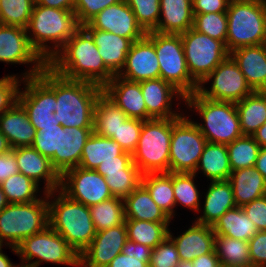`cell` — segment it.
<instances>
[{"label": "cell", "mask_w": 266, "mask_h": 267, "mask_svg": "<svg viewBox=\"0 0 266 267\" xmlns=\"http://www.w3.org/2000/svg\"><path fill=\"white\" fill-rule=\"evenodd\" d=\"M0 132L11 148L32 146L36 135L28 113L19 102L0 116Z\"/></svg>", "instance_id": "4316f807"}, {"label": "cell", "mask_w": 266, "mask_h": 267, "mask_svg": "<svg viewBox=\"0 0 266 267\" xmlns=\"http://www.w3.org/2000/svg\"><path fill=\"white\" fill-rule=\"evenodd\" d=\"M46 194L49 226L80 255L96 235L89 207L68 198L59 189Z\"/></svg>", "instance_id": "3957f363"}, {"label": "cell", "mask_w": 266, "mask_h": 267, "mask_svg": "<svg viewBox=\"0 0 266 267\" xmlns=\"http://www.w3.org/2000/svg\"><path fill=\"white\" fill-rule=\"evenodd\" d=\"M118 76L133 82L160 78L156 50L146 35L133 42L127 53L125 66Z\"/></svg>", "instance_id": "d6986e66"}, {"label": "cell", "mask_w": 266, "mask_h": 267, "mask_svg": "<svg viewBox=\"0 0 266 267\" xmlns=\"http://www.w3.org/2000/svg\"><path fill=\"white\" fill-rule=\"evenodd\" d=\"M93 37L106 68L119 75L126 63L127 53L133 42L125 37L98 29H86Z\"/></svg>", "instance_id": "484cf974"}, {"label": "cell", "mask_w": 266, "mask_h": 267, "mask_svg": "<svg viewBox=\"0 0 266 267\" xmlns=\"http://www.w3.org/2000/svg\"><path fill=\"white\" fill-rule=\"evenodd\" d=\"M142 175L132 162L124 173L105 174L103 177L113 197L124 200L141 184Z\"/></svg>", "instance_id": "f6af8a7d"}, {"label": "cell", "mask_w": 266, "mask_h": 267, "mask_svg": "<svg viewBox=\"0 0 266 267\" xmlns=\"http://www.w3.org/2000/svg\"><path fill=\"white\" fill-rule=\"evenodd\" d=\"M60 125L41 127L36 131L32 147L43 156L51 159L59 153Z\"/></svg>", "instance_id": "681fc988"}, {"label": "cell", "mask_w": 266, "mask_h": 267, "mask_svg": "<svg viewBox=\"0 0 266 267\" xmlns=\"http://www.w3.org/2000/svg\"><path fill=\"white\" fill-rule=\"evenodd\" d=\"M254 167L262 174L266 180V147H261Z\"/></svg>", "instance_id": "e7e4bbea"}, {"label": "cell", "mask_w": 266, "mask_h": 267, "mask_svg": "<svg viewBox=\"0 0 266 267\" xmlns=\"http://www.w3.org/2000/svg\"><path fill=\"white\" fill-rule=\"evenodd\" d=\"M0 267H20L19 264L11 262L6 254L2 251V245H0Z\"/></svg>", "instance_id": "003e7915"}, {"label": "cell", "mask_w": 266, "mask_h": 267, "mask_svg": "<svg viewBox=\"0 0 266 267\" xmlns=\"http://www.w3.org/2000/svg\"><path fill=\"white\" fill-rule=\"evenodd\" d=\"M127 240L125 223L96 232L90 245L79 255V267H107L121 253Z\"/></svg>", "instance_id": "e0dca14e"}, {"label": "cell", "mask_w": 266, "mask_h": 267, "mask_svg": "<svg viewBox=\"0 0 266 267\" xmlns=\"http://www.w3.org/2000/svg\"><path fill=\"white\" fill-rule=\"evenodd\" d=\"M107 267H149V261L145 257L127 256L120 253Z\"/></svg>", "instance_id": "91938a15"}, {"label": "cell", "mask_w": 266, "mask_h": 267, "mask_svg": "<svg viewBox=\"0 0 266 267\" xmlns=\"http://www.w3.org/2000/svg\"><path fill=\"white\" fill-rule=\"evenodd\" d=\"M228 181L239 207L266 195V180L254 166L232 171Z\"/></svg>", "instance_id": "f546056e"}, {"label": "cell", "mask_w": 266, "mask_h": 267, "mask_svg": "<svg viewBox=\"0 0 266 267\" xmlns=\"http://www.w3.org/2000/svg\"><path fill=\"white\" fill-rule=\"evenodd\" d=\"M141 92L147 108V120L153 118H178L182 113L172 109L173 99L185 102L184 95L161 78L140 82ZM177 96V97H176Z\"/></svg>", "instance_id": "44dd1931"}, {"label": "cell", "mask_w": 266, "mask_h": 267, "mask_svg": "<svg viewBox=\"0 0 266 267\" xmlns=\"http://www.w3.org/2000/svg\"><path fill=\"white\" fill-rule=\"evenodd\" d=\"M132 162V155L130 153L123 152L119 155V160L101 162V164L96 168V171L102 176L105 174L124 173V169H126Z\"/></svg>", "instance_id": "9f6ffc18"}, {"label": "cell", "mask_w": 266, "mask_h": 267, "mask_svg": "<svg viewBox=\"0 0 266 267\" xmlns=\"http://www.w3.org/2000/svg\"><path fill=\"white\" fill-rule=\"evenodd\" d=\"M253 91H266V51L262 44L230 52Z\"/></svg>", "instance_id": "d4e9b609"}, {"label": "cell", "mask_w": 266, "mask_h": 267, "mask_svg": "<svg viewBox=\"0 0 266 267\" xmlns=\"http://www.w3.org/2000/svg\"><path fill=\"white\" fill-rule=\"evenodd\" d=\"M176 267H193V265L191 261L180 260Z\"/></svg>", "instance_id": "2644e50d"}, {"label": "cell", "mask_w": 266, "mask_h": 267, "mask_svg": "<svg viewBox=\"0 0 266 267\" xmlns=\"http://www.w3.org/2000/svg\"><path fill=\"white\" fill-rule=\"evenodd\" d=\"M184 115L172 118L169 172L195 173L207 140L195 121Z\"/></svg>", "instance_id": "7c38bea8"}, {"label": "cell", "mask_w": 266, "mask_h": 267, "mask_svg": "<svg viewBox=\"0 0 266 267\" xmlns=\"http://www.w3.org/2000/svg\"><path fill=\"white\" fill-rule=\"evenodd\" d=\"M226 48L263 44L266 38V0L230 1L227 11Z\"/></svg>", "instance_id": "8992f818"}, {"label": "cell", "mask_w": 266, "mask_h": 267, "mask_svg": "<svg viewBox=\"0 0 266 267\" xmlns=\"http://www.w3.org/2000/svg\"><path fill=\"white\" fill-rule=\"evenodd\" d=\"M141 184L148 190L153 201L173 220L176 215L173 172L143 174Z\"/></svg>", "instance_id": "e575fe53"}, {"label": "cell", "mask_w": 266, "mask_h": 267, "mask_svg": "<svg viewBox=\"0 0 266 267\" xmlns=\"http://www.w3.org/2000/svg\"><path fill=\"white\" fill-rule=\"evenodd\" d=\"M128 239L154 249L169 233L170 222L125 219Z\"/></svg>", "instance_id": "f35d334b"}, {"label": "cell", "mask_w": 266, "mask_h": 267, "mask_svg": "<svg viewBox=\"0 0 266 267\" xmlns=\"http://www.w3.org/2000/svg\"><path fill=\"white\" fill-rule=\"evenodd\" d=\"M127 119L125 112L103 92L99 95L94 107L93 132L95 134L112 138Z\"/></svg>", "instance_id": "d590c367"}, {"label": "cell", "mask_w": 266, "mask_h": 267, "mask_svg": "<svg viewBox=\"0 0 266 267\" xmlns=\"http://www.w3.org/2000/svg\"><path fill=\"white\" fill-rule=\"evenodd\" d=\"M180 262L174 242L167 237L151 251L149 267H176Z\"/></svg>", "instance_id": "f907efd6"}, {"label": "cell", "mask_w": 266, "mask_h": 267, "mask_svg": "<svg viewBox=\"0 0 266 267\" xmlns=\"http://www.w3.org/2000/svg\"><path fill=\"white\" fill-rule=\"evenodd\" d=\"M121 1L123 0H76L74 13L78 23L83 26L106 7Z\"/></svg>", "instance_id": "f5cc1de1"}, {"label": "cell", "mask_w": 266, "mask_h": 267, "mask_svg": "<svg viewBox=\"0 0 266 267\" xmlns=\"http://www.w3.org/2000/svg\"><path fill=\"white\" fill-rule=\"evenodd\" d=\"M258 231H266V195L242 206Z\"/></svg>", "instance_id": "11a10c76"}, {"label": "cell", "mask_w": 266, "mask_h": 267, "mask_svg": "<svg viewBox=\"0 0 266 267\" xmlns=\"http://www.w3.org/2000/svg\"><path fill=\"white\" fill-rule=\"evenodd\" d=\"M92 133L93 128H64L60 125L59 153L50 159L60 176L79 166L84 145Z\"/></svg>", "instance_id": "603a6c76"}, {"label": "cell", "mask_w": 266, "mask_h": 267, "mask_svg": "<svg viewBox=\"0 0 266 267\" xmlns=\"http://www.w3.org/2000/svg\"><path fill=\"white\" fill-rule=\"evenodd\" d=\"M201 172L210 181L228 180L231 175L228 149L225 144L207 142L197 164L195 174Z\"/></svg>", "instance_id": "1f68e13d"}, {"label": "cell", "mask_w": 266, "mask_h": 267, "mask_svg": "<svg viewBox=\"0 0 266 267\" xmlns=\"http://www.w3.org/2000/svg\"><path fill=\"white\" fill-rule=\"evenodd\" d=\"M151 251L152 248L128 239L122 248L121 253L126 254L127 256L145 257L150 262Z\"/></svg>", "instance_id": "94428289"}, {"label": "cell", "mask_w": 266, "mask_h": 267, "mask_svg": "<svg viewBox=\"0 0 266 267\" xmlns=\"http://www.w3.org/2000/svg\"><path fill=\"white\" fill-rule=\"evenodd\" d=\"M235 105L242 134L252 136L266 121V91H254Z\"/></svg>", "instance_id": "d6a6232c"}, {"label": "cell", "mask_w": 266, "mask_h": 267, "mask_svg": "<svg viewBox=\"0 0 266 267\" xmlns=\"http://www.w3.org/2000/svg\"><path fill=\"white\" fill-rule=\"evenodd\" d=\"M172 135V118L143 121L133 163L142 174L168 173Z\"/></svg>", "instance_id": "ba28073f"}, {"label": "cell", "mask_w": 266, "mask_h": 267, "mask_svg": "<svg viewBox=\"0 0 266 267\" xmlns=\"http://www.w3.org/2000/svg\"><path fill=\"white\" fill-rule=\"evenodd\" d=\"M12 148L7 141V138L0 132V155L10 151Z\"/></svg>", "instance_id": "a7ac6f4b"}, {"label": "cell", "mask_w": 266, "mask_h": 267, "mask_svg": "<svg viewBox=\"0 0 266 267\" xmlns=\"http://www.w3.org/2000/svg\"><path fill=\"white\" fill-rule=\"evenodd\" d=\"M83 27L85 29H98L111 32L128 38L132 42L146 35V32L137 22L133 11L124 0L106 7L87 24L83 25Z\"/></svg>", "instance_id": "ac0fdd59"}, {"label": "cell", "mask_w": 266, "mask_h": 267, "mask_svg": "<svg viewBox=\"0 0 266 267\" xmlns=\"http://www.w3.org/2000/svg\"><path fill=\"white\" fill-rule=\"evenodd\" d=\"M195 173H175L173 172V192L175 203L182 205L184 208L199 212L200 193L195 184Z\"/></svg>", "instance_id": "7bdbcfd3"}, {"label": "cell", "mask_w": 266, "mask_h": 267, "mask_svg": "<svg viewBox=\"0 0 266 267\" xmlns=\"http://www.w3.org/2000/svg\"><path fill=\"white\" fill-rule=\"evenodd\" d=\"M38 5L74 11L76 0H35Z\"/></svg>", "instance_id": "be15d7a7"}, {"label": "cell", "mask_w": 266, "mask_h": 267, "mask_svg": "<svg viewBox=\"0 0 266 267\" xmlns=\"http://www.w3.org/2000/svg\"><path fill=\"white\" fill-rule=\"evenodd\" d=\"M232 171L253 167L261 146L253 136L243 135L226 145Z\"/></svg>", "instance_id": "b9f144b4"}, {"label": "cell", "mask_w": 266, "mask_h": 267, "mask_svg": "<svg viewBox=\"0 0 266 267\" xmlns=\"http://www.w3.org/2000/svg\"><path fill=\"white\" fill-rule=\"evenodd\" d=\"M263 46H264V49H265V51H266V38H265V40L263 41V44H262Z\"/></svg>", "instance_id": "8c879c8a"}, {"label": "cell", "mask_w": 266, "mask_h": 267, "mask_svg": "<svg viewBox=\"0 0 266 267\" xmlns=\"http://www.w3.org/2000/svg\"><path fill=\"white\" fill-rule=\"evenodd\" d=\"M136 17L137 22L147 33L157 28L160 17L159 0H124Z\"/></svg>", "instance_id": "7dc6e473"}, {"label": "cell", "mask_w": 266, "mask_h": 267, "mask_svg": "<svg viewBox=\"0 0 266 267\" xmlns=\"http://www.w3.org/2000/svg\"><path fill=\"white\" fill-rule=\"evenodd\" d=\"M252 136L261 147H266V121Z\"/></svg>", "instance_id": "03108f58"}, {"label": "cell", "mask_w": 266, "mask_h": 267, "mask_svg": "<svg viewBox=\"0 0 266 267\" xmlns=\"http://www.w3.org/2000/svg\"><path fill=\"white\" fill-rule=\"evenodd\" d=\"M236 202L232 186L228 180L210 181L205 195L203 215L199 216L194 222L213 226L228 210L235 208Z\"/></svg>", "instance_id": "83f0119b"}, {"label": "cell", "mask_w": 266, "mask_h": 267, "mask_svg": "<svg viewBox=\"0 0 266 267\" xmlns=\"http://www.w3.org/2000/svg\"><path fill=\"white\" fill-rule=\"evenodd\" d=\"M185 104L203 119V124L195 123L207 142L227 145L243 136L235 103L210 100L196 91L185 97Z\"/></svg>", "instance_id": "5b68a950"}, {"label": "cell", "mask_w": 266, "mask_h": 267, "mask_svg": "<svg viewBox=\"0 0 266 267\" xmlns=\"http://www.w3.org/2000/svg\"><path fill=\"white\" fill-rule=\"evenodd\" d=\"M80 27L74 11L35 2L26 32L31 46L48 62Z\"/></svg>", "instance_id": "7a4b0ae2"}, {"label": "cell", "mask_w": 266, "mask_h": 267, "mask_svg": "<svg viewBox=\"0 0 266 267\" xmlns=\"http://www.w3.org/2000/svg\"><path fill=\"white\" fill-rule=\"evenodd\" d=\"M212 229L215 235H224L247 242L258 232L254 222L239 206L228 210L216 221Z\"/></svg>", "instance_id": "8d00e7d4"}, {"label": "cell", "mask_w": 266, "mask_h": 267, "mask_svg": "<svg viewBox=\"0 0 266 267\" xmlns=\"http://www.w3.org/2000/svg\"><path fill=\"white\" fill-rule=\"evenodd\" d=\"M146 36L154 44L160 78L173 85L184 97L196 92L198 84L188 70L181 35L150 31Z\"/></svg>", "instance_id": "8fae6325"}, {"label": "cell", "mask_w": 266, "mask_h": 267, "mask_svg": "<svg viewBox=\"0 0 266 267\" xmlns=\"http://www.w3.org/2000/svg\"><path fill=\"white\" fill-rule=\"evenodd\" d=\"M102 88L56 73L55 118L64 128H93L94 107Z\"/></svg>", "instance_id": "277c9868"}, {"label": "cell", "mask_w": 266, "mask_h": 267, "mask_svg": "<svg viewBox=\"0 0 266 267\" xmlns=\"http://www.w3.org/2000/svg\"><path fill=\"white\" fill-rule=\"evenodd\" d=\"M230 0H192L193 15L226 12Z\"/></svg>", "instance_id": "6f0895ef"}, {"label": "cell", "mask_w": 266, "mask_h": 267, "mask_svg": "<svg viewBox=\"0 0 266 267\" xmlns=\"http://www.w3.org/2000/svg\"><path fill=\"white\" fill-rule=\"evenodd\" d=\"M47 65L57 74L103 88L114 75L106 68L92 35L81 26Z\"/></svg>", "instance_id": "6da1fadb"}, {"label": "cell", "mask_w": 266, "mask_h": 267, "mask_svg": "<svg viewBox=\"0 0 266 267\" xmlns=\"http://www.w3.org/2000/svg\"><path fill=\"white\" fill-rule=\"evenodd\" d=\"M214 251L223 267H252L247 241L216 235Z\"/></svg>", "instance_id": "74e56055"}, {"label": "cell", "mask_w": 266, "mask_h": 267, "mask_svg": "<svg viewBox=\"0 0 266 267\" xmlns=\"http://www.w3.org/2000/svg\"><path fill=\"white\" fill-rule=\"evenodd\" d=\"M17 161L12 149L0 155V185L8 177L18 173Z\"/></svg>", "instance_id": "680465c9"}, {"label": "cell", "mask_w": 266, "mask_h": 267, "mask_svg": "<svg viewBox=\"0 0 266 267\" xmlns=\"http://www.w3.org/2000/svg\"><path fill=\"white\" fill-rule=\"evenodd\" d=\"M17 161L18 170L40 185L44 180V193L60 188V175L52 166L51 160L43 156L32 146L12 148Z\"/></svg>", "instance_id": "ffe728a7"}, {"label": "cell", "mask_w": 266, "mask_h": 267, "mask_svg": "<svg viewBox=\"0 0 266 267\" xmlns=\"http://www.w3.org/2000/svg\"><path fill=\"white\" fill-rule=\"evenodd\" d=\"M22 83L25 87L19 92L18 102L28 113L35 130L60 125L54 115L56 72L47 65L38 76L23 79Z\"/></svg>", "instance_id": "30bf717a"}, {"label": "cell", "mask_w": 266, "mask_h": 267, "mask_svg": "<svg viewBox=\"0 0 266 267\" xmlns=\"http://www.w3.org/2000/svg\"><path fill=\"white\" fill-rule=\"evenodd\" d=\"M0 186L8 203H30L41 198L37 197L40 186L20 172L8 177Z\"/></svg>", "instance_id": "60d3db41"}, {"label": "cell", "mask_w": 266, "mask_h": 267, "mask_svg": "<svg viewBox=\"0 0 266 267\" xmlns=\"http://www.w3.org/2000/svg\"><path fill=\"white\" fill-rule=\"evenodd\" d=\"M9 248L21 258L20 267H38L43 262L79 267V254L49 225ZM34 258L37 259L32 261Z\"/></svg>", "instance_id": "9c48e42d"}, {"label": "cell", "mask_w": 266, "mask_h": 267, "mask_svg": "<svg viewBox=\"0 0 266 267\" xmlns=\"http://www.w3.org/2000/svg\"><path fill=\"white\" fill-rule=\"evenodd\" d=\"M193 267H220V261L215 251L195 258L192 261Z\"/></svg>", "instance_id": "6125c7cd"}, {"label": "cell", "mask_w": 266, "mask_h": 267, "mask_svg": "<svg viewBox=\"0 0 266 267\" xmlns=\"http://www.w3.org/2000/svg\"><path fill=\"white\" fill-rule=\"evenodd\" d=\"M142 126V120L128 118L122 123L111 139L115 140L124 152L132 155L138 145Z\"/></svg>", "instance_id": "c3c4849f"}, {"label": "cell", "mask_w": 266, "mask_h": 267, "mask_svg": "<svg viewBox=\"0 0 266 267\" xmlns=\"http://www.w3.org/2000/svg\"><path fill=\"white\" fill-rule=\"evenodd\" d=\"M22 81L21 75L19 77L16 74L0 78V116L18 102Z\"/></svg>", "instance_id": "816d5d0a"}, {"label": "cell", "mask_w": 266, "mask_h": 267, "mask_svg": "<svg viewBox=\"0 0 266 267\" xmlns=\"http://www.w3.org/2000/svg\"><path fill=\"white\" fill-rule=\"evenodd\" d=\"M59 190L68 198L88 207L113 197L101 174L79 166L61 175Z\"/></svg>", "instance_id": "9a60e30c"}, {"label": "cell", "mask_w": 266, "mask_h": 267, "mask_svg": "<svg viewBox=\"0 0 266 267\" xmlns=\"http://www.w3.org/2000/svg\"><path fill=\"white\" fill-rule=\"evenodd\" d=\"M248 245L252 267H266V231H258Z\"/></svg>", "instance_id": "db71d44e"}, {"label": "cell", "mask_w": 266, "mask_h": 267, "mask_svg": "<svg viewBox=\"0 0 266 267\" xmlns=\"http://www.w3.org/2000/svg\"><path fill=\"white\" fill-rule=\"evenodd\" d=\"M123 202L125 219L171 222V219L153 201L148 190L142 184L127 196Z\"/></svg>", "instance_id": "4dcf8cb0"}, {"label": "cell", "mask_w": 266, "mask_h": 267, "mask_svg": "<svg viewBox=\"0 0 266 267\" xmlns=\"http://www.w3.org/2000/svg\"><path fill=\"white\" fill-rule=\"evenodd\" d=\"M208 81L212 83L206 89L204 84ZM197 92L210 100L237 103L254 91L229 55L198 85Z\"/></svg>", "instance_id": "5bb4252c"}, {"label": "cell", "mask_w": 266, "mask_h": 267, "mask_svg": "<svg viewBox=\"0 0 266 267\" xmlns=\"http://www.w3.org/2000/svg\"><path fill=\"white\" fill-rule=\"evenodd\" d=\"M0 62L11 64H31L22 78L38 76L47 62L31 46L25 28L0 24Z\"/></svg>", "instance_id": "2e32d148"}, {"label": "cell", "mask_w": 266, "mask_h": 267, "mask_svg": "<svg viewBox=\"0 0 266 267\" xmlns=\"http://www.w3.org/2000/svg\"><path fill=\"white\" fill-rule=\"evenodd\" d=\"M43 194L44 198L30 203H9L0 212V245L16 247L49 225L48 198Z\"/></svg>", "instance_id": "52a82bcc"}, {"label": "cell", "mask_w": 266, "mask_h": 267, "mask_svg": "<svg viewBox=\"0 0 266 267\" xmlns=\"http://www.w3.org/2000/svg\"><path fill=\"white\" fill-rule=\"evenodd\" d=\"M35 2V0H0V24L26 29Z\"/></svg>", "instance_id": "ee69618b"}, {"label": "cell", "mask_w": 266, "mask_h": 267, "mask_svg": "<svg viewBox=\"0 0 266 267\" xmlns=\"http://www.w3.org/2000/svg\"><path fill=\"white\" fill-rule=\"evenodd\" d=\"M159 33L181 34L193 27L192 0H159Z\"/></svg>", "instance_id": "f1b7e54d"}, {"label": "cell", "mask_w": 266, "mask_h": 267, "mask_svg": "<svg viewBox=\"0 0 266 267\" xmlns=\"http://www.w3.org/2000/svg\"><path fill=\"white\" fill-rule=\"evenodd\" d=\"M8 201L6 199L5 194L2 191V188L0 186V212L8 205Z\"/></svg>", "instance_id": "89a4df30"}, {"label": "cell", "mask_w": 266, "mask_h": 267, "mask_svg": "<svg viewBox=\"0 0 266 267\" xmlns=\"http://www.w3.org/2000/svg\"><path fill=\"white\" fill-rule=\"evenodd\" d=\"M193 29L208 35L213 39L222 41L226 45L227 39V14L219 13H203L194 15Z\"/></svg>", "instance_id": "bcb514c9"}, {"label": "cell", "mask_w": 266, "mask_h": 267, "mask_svg": "<svg viewBox=\"0 0 266 267\" xmlns=\"http://www.w3.org/2000/svg\"><path fill=\"white\" fill-rule=\"evenodd\" d=\"M103 93L122 109L128 118L147 120V108L140 82L115 75L103 88Z\"/></svg>", "instance_id": "7402d4cb"}, {"label": "cell", "mask_w": 266, "mask_h": 267, "mask_svg": "<svg viewBox=\"0 0 266 267\" xmlns=\"http://www.w3.org/2000/svg\"><path fill=\"white\" fill-rule=\"evenodd\" d=\"M191 78L199 85L230 53L219 40L193 28L180 34Z\"/></svg>", "instance_id": "4fadbf2b"}, {"label": "cell", "mask_w": 266, "mask_h": 267, "mask_svg": "<svg viewBox=\"0 0 266 267\" xmlns=\"http://www.w3.org/2000/svg\"><path fill=\"white\" fill-rule=\"evenodd\" d=\"M96 232L125 223L124 202L112 197L89 207Z\"/></svg>", "instance_id": "ab89813d"}, {"label": "cell", "mask_w": 266, "mask_h": 267, "mask_svg": "<svg viewBox=\"0 0 266 267\" xmlns=\"http://www.w3.org/2000/svg\"><path fill=\"white\" fill-rule=\"evenodd\" d=\"M123 152L115 140L93 132L84 145L79 167L96 170L103 161L119 160Z\"/></svg>", "instance_id": "836d02e7"}, {"label": "cell", "mask_w": 266, "mask_h": 267, "mask_svg": "<svg viewBox=\"0 0 266 267\" xmlns=\"http://www.w3.org/2000/svg\"><path fill=\"white\" fill-rule=\"evenodd\" d=\"M170 231L169 229L168 237L176 245L180 260L192 262L195 258L214 251L216 235L212 226L193 222L192 226L178 237Z\"/></svg>", "instance_id": "cb8c5ba5"}]
</instances>
